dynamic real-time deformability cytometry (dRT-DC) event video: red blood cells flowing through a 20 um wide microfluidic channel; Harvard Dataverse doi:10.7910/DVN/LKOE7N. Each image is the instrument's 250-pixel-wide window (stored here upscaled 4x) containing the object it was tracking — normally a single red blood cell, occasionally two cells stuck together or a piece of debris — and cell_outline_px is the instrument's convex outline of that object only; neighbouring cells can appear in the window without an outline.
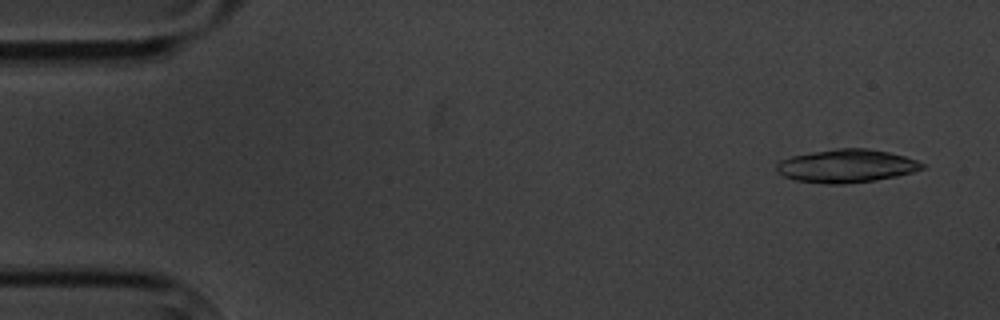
{"species": "common noctule bat (a hibernating species)", "species_latin": "Nyctalus noctula", "temperature_condition": "cold", "stored_images_in_passage": 5, "camera_frame_rate_fps": 3000, "um_per_image_px": 0.085, "animal": {"sex": "male", "body_mass_g": 20.1, "forearm_length_mm": 53.5}, "frame": {"image": 1, "passage_image": 1, "time_ms": 0.0, "image_size_px": [1000, 320], "cell_outline_px": [[924, 168], [912, 172], [896, 176], [876, 180], [844, 184], [824, 184], [796, 180], [784, 176], [776, 172], [776, 164], [780, 160], [792, 156], [812, 152], [836, 148], [868, 148], [888, 152], [904, 156], [916, 160], [924, 164]], "centroid_in_image_um": [71.92, 14.11], "position_along_channel_um": 13.1, "area_um2": 28.15}}